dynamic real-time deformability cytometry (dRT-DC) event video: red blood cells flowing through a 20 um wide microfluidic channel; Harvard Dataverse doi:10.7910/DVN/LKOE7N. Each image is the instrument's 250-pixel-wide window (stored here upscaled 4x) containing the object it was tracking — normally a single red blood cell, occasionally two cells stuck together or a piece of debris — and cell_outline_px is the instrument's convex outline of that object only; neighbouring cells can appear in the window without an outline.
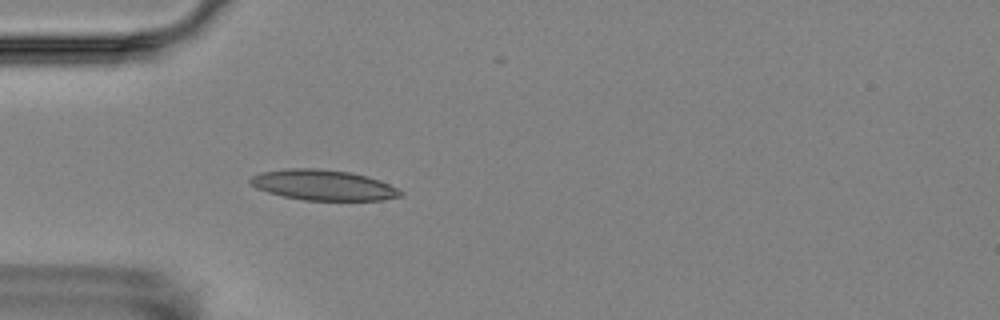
{"species": "Egyptian fruit bat (a non-hibernating species)", "species_latin": "Rousettus aegyptiacus", "temperature_condition": "room temperature", "stored_images_in_passage": 5, "camera_frame_rate_fps": 3000, "um_per_image_px": 0.085, "animal": {"sex": "female"}, "frame": {"image": 1, "passage_image": 5, "time_ms": 5.333, "image_size_px": [1000, 320], "cell_outline_px": [[404, 196], [384, 200], [304, 200], [284, 196], [268, 192], [256, 188], [248, 180], [252, 176], [260, 172], [284, 168], [320, 168], [352, 172], [380, 180], [404, 192]], "centroid_in_image_um": [27.49, 15.72], "position_along_channel_um": 57.5, "area_um2": 26.82}}